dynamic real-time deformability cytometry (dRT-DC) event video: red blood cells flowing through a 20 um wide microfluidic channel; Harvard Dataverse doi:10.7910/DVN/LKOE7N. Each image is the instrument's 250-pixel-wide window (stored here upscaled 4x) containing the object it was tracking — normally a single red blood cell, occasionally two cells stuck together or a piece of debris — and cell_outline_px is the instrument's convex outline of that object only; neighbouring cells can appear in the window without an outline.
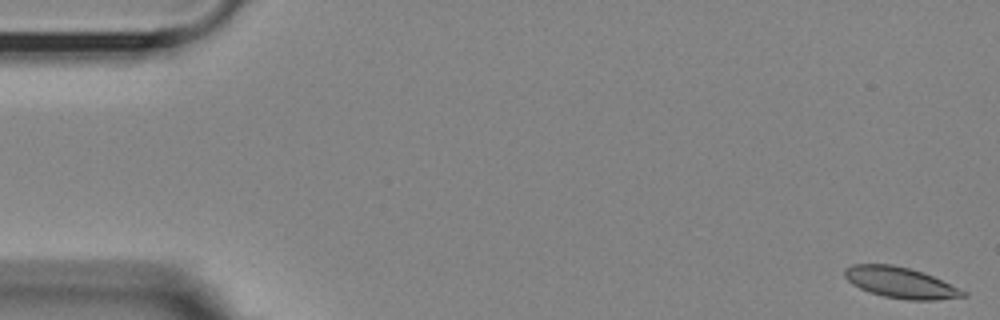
{"species": "Egyptian fruit bat (a non-hibernating species)", "species_latin": "Rousettus aegyptiacus", "temperature_condition": "room temperature", "stored_images_in_passage": 55, "camera_frame_rate_fps": 3000, "um_per_image_px": 0.085, "animal": {"sex": "female"}, "frame": {"image": 1, "passage_image": 1, "time_ms": 0.0, "image_size_px": [1000, 320], "cell_outline_px": [[968, 296], [936, 300], [908, 300], [884, 296], [860, 288], [852, 284], [844, 276], [844, 268], [852, 264], [892, 264], [908, 268], [932, 276], [968, 292]], "centroid_in_image_um": [76.54, 24.02], "position_along_channel_um": 8.5, "area_um2": 21.15}}
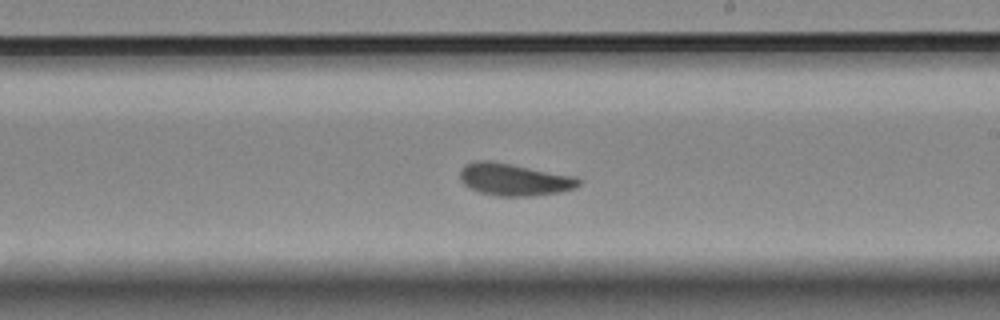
{"frame": {"image": 2, "passage_image": 32, "time_ms": 10.333, "image_size_px": [1000, 320], "cell_outline_px": [[580, 184], [576, 188], [560, 192], [532, 196], [496, 196], [480, 192], [468, 188], [460, 180], [460, 172], [464, 164], [476, 160], [488, 160], [512, 164], [576, 176], [580, 180]], "centroid_in_image_um": [43.69, 15.26], "position_along_channel_um": 245.3, "area_um2": 22.48}}
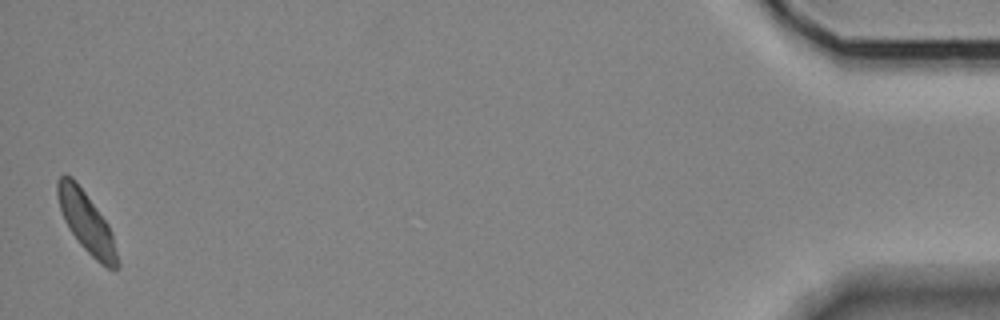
{"frame": {"image": 3, "passage_image": 55, "time_ms": 18.0, "image_size_px": [1000, 320], "cell_outline_px": [[120, 268], [108, 268], [100, 264], [80, 244], [68, 228], [64, 220], [60, 208], [56, 192], [56, 180], [64, 172], [72, 176], [108, 224], [112, 232], [120, 264]], "centroid_in_image_um": [7.34, 18.88], "position_along_channel_um": 427.9, "area_um2": 21.04}, "authors_computed_cell_mechanics": {"area_um2": 21.6172, "velocity_mm_per_s": 3.5601, "shape_relaxation_time_tau1_ms": 3.9632, "shape_relaxation_time_tau2_ms": 2.1852, "deformation_change_tau1": 0.0984, "deformation_change_tau2": 0.0747}}